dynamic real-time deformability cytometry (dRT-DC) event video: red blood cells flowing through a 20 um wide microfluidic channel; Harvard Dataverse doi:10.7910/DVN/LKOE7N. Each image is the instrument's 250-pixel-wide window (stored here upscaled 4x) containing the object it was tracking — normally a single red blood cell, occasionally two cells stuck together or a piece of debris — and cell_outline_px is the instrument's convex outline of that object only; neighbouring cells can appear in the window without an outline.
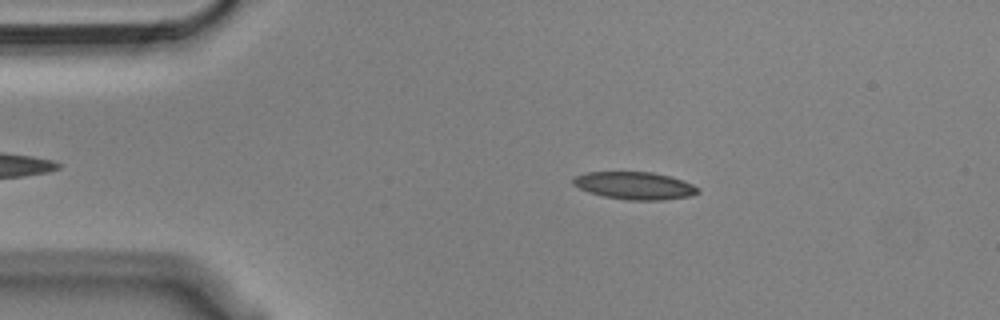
{"species": "Egyptian fruit bat (a non-hibernating species)", "species_latin": "Rousettus aegyptiacus", "temperature_condition": "cold", "stored_images_in_passage": 46, "camera_frame_rate_fps": 3000, "um_per_image_px": 0.085, "animal": {"sex": "male"}, "frame": {"image": 1, "passage_image": 9, "time_ms": 2.667, "image_size_px": [1000, 320], "cell_outline_px": [[700, 192], [692, 196], [660, 200], [628, 200], [604, 196], [588, 192], [572, 184], [572, 180], [576, 176], [584, 172], [652, 172], [672, 176], [692, 184], [700, 188]], "centroid_in_image_um": [53.97, 15.77], "position_along_channel_um": 31.0, "area_um2": 20.11}}
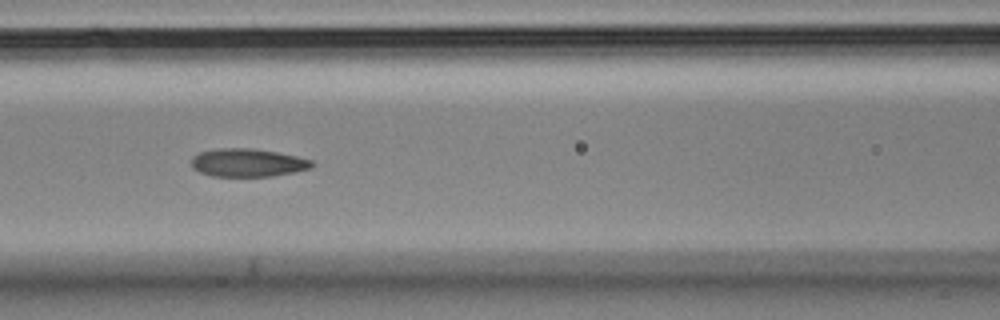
{"frame": {"image": 2, "passage_image": 22, "time_ms": 7.0, "image_size_px": [1000, 320], "cell_outline_px": [[316, 164], [312, 168], [296, 172], [272, 176], [212, 176], [200, 172], [192, 168], [192, 156], [200, 152], [220, 148], [252, 148], [276, 152], [296, 156], [312, 160]], "centroid_in_image_um": [21.08, 13.83], "position_along_channel_um": 145.5, "area_um2": 19.83}}
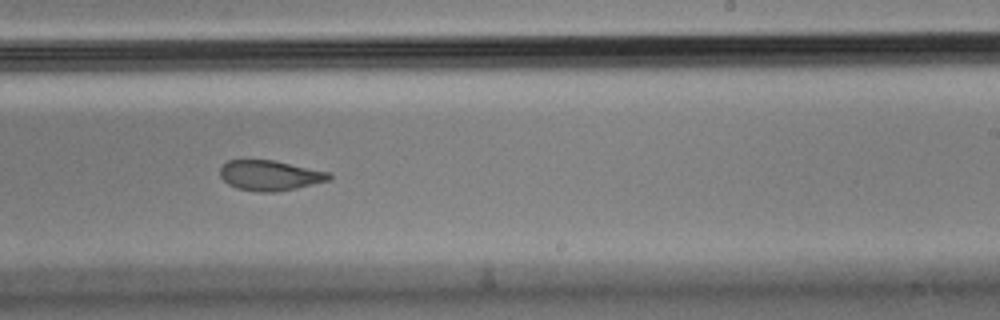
{"frame": {"image": 3, "passage_image": 32, "time_ms": 10.333, "image_size_px": [1000, 320], "cell_outline_px": [[332, 180], [296, 188], [276, 192], [260, 192], [236, 188], [228, 184], [220, 176], [220, 168], [228, 160], [272, 160], [332, 172]], "centroid_in_image_um": [22.99, 14.91], "position_along_channel_um": 266.0, "area_um2": 19.31}, "authors_computed_cell_mechanics": {"area_um2": 20.0566, "velocity_mm_per_s": 3.6276, "shape_relaxation_time_tau1_ms": 5.0317, "shape_relaxation_time_tau2_ms": 2.6064, "deformation_change_tau1": 0.1684, "deformation_change_tau2": 0.1062}}